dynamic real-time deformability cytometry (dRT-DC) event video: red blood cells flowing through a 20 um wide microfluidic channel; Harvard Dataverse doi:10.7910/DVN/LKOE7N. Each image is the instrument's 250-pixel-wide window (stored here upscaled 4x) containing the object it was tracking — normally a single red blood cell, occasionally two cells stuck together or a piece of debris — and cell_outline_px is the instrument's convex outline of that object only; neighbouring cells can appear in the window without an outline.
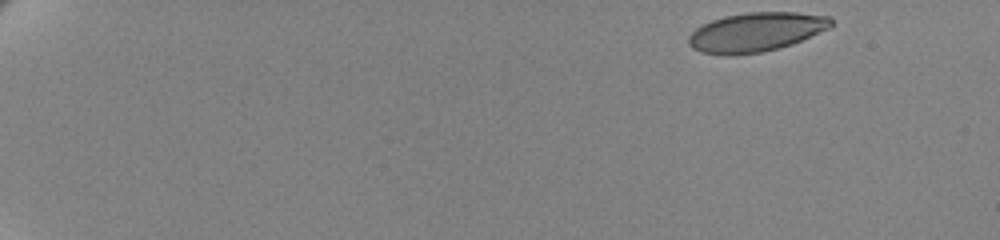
{"species": "human", "species_latin": "Homo sapiens", "temperature_condition": "cold", "stored_images_in_passage": 55, "camera_frame_rate_fps": 3000, "um_per_image_px": 0.085, "donor": {"sex": "female"}, "frame": {"image": 1, "passage_image": 1, "time_ms": 0.0, "image_size_px": [1000, 240], "cell_outline_px": [[832, 24], [828, 28], [792, 44], [760, 52], [728, 56], [724, 56], [700, 52], [692, 48], [688, 44], [688, 36], [696, 28], [712, 20], [724, 16], [748, 12], [796, 12], [832, 16]], "centroid_in_image_um": [64.22, 2.72], "position_along_channel_um": 20.8, "area_um2": 32.48}}
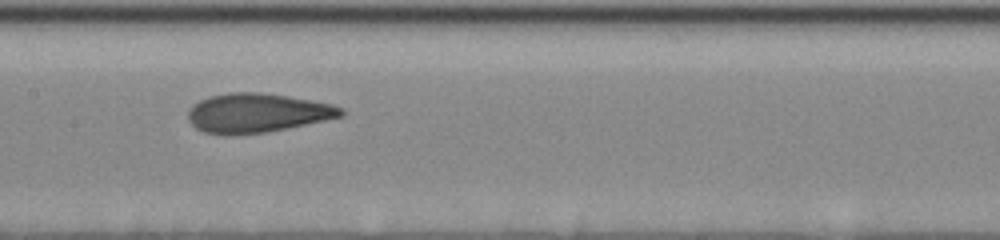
{"frame": {"image": 2, "passage_image": 29, "time_ms": 9.333, "image_size_px": [1000, 240], "cell_outline_px": [[344, 116], [264, 132], [204, 132], [196, 128], [188, 120], [188, 112], [192, 104], [208, 96], [228, 92], [260, 92], [288, 96], [332, 104], [340, 108], [344, 112]], "centroid_in_image_um": [21.84, 9.55], "position_along_channel_um": 185.6, "area_um2": 33.93}}
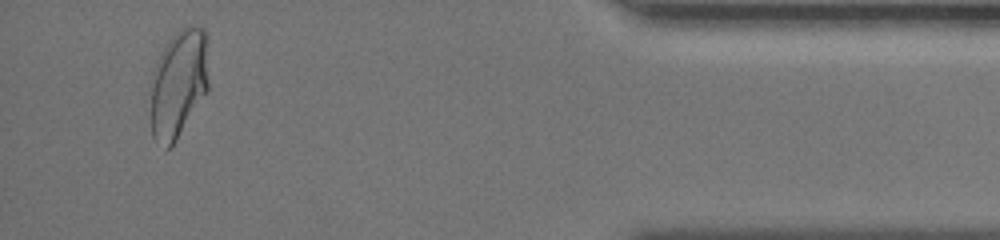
{"frame": {"image": 3, "passage_image": 53, "time_ms": 17.333, "image_size_px": [1000, 240], "cell_outline_px": [[208, 92], [176, 140], [168, 148], [156, 144], [152, 136], [152, 72], [160, 52], [168, 40], [180, 28], [188, 24], [192, 24], [204, 28], [208, 32]], "centroid_in_image_um": [15.22, 7.03], "position_along_channel_um": 420.0, "area_um2": 37.34}, "authors_computed_cell_mechanics": {"area_um2": 34.2754, "velocity_mm_per_s": 3.4619, "shape_relaxation_time_tau1_ms": 7.5854, "shape_relaxation_time_tau2_ms": 1.3356, "deformation_change_tau1": 0.1877, "deformation_change_tau2": 0.0757}}